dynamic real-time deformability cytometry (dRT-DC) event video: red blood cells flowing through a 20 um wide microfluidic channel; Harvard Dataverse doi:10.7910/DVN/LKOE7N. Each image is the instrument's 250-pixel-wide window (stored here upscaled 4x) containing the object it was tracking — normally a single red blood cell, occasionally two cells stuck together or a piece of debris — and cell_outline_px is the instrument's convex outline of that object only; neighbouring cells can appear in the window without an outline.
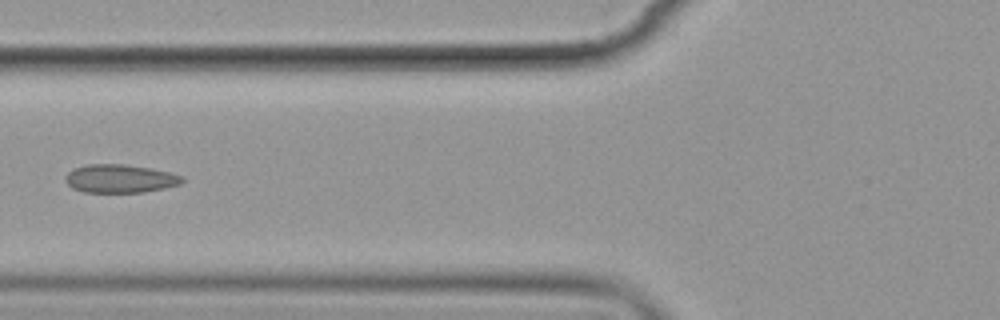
{"species": "common noctule bat (a hibernating species)", "species_latin": "Nyctalus noctula", "temperature_condition": "cold", "stored_images_in_passage": 11, "camera_frame_rate_fps": 3000, "um_per_image_px": 0.085, "animal": {"sex": "female", "body_mass_g": 19.9}, "frame": {"image": 1, "passage_image": 2, "time_ms": 1.333, "image_size_px": [1000, 320], "cell_outline_px": [[184, 180], [180, 184], [164, 188], [144, 192], [84, 192], [72, 188], [68, 184], [64, 176], [72, 168], [88, 164], [124, 164], [152, 168], [168, 172], [180, 176]], "centroid_in_image_um": [10.16, 15.17], "position_along_channel_um": 115.6, "area_um2": 19.25}}
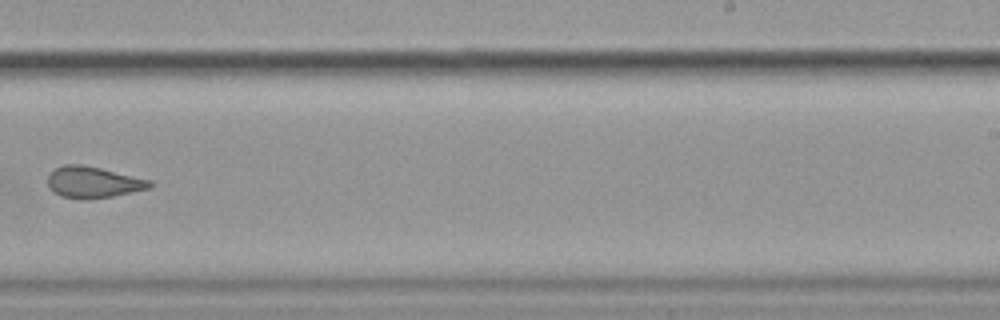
{"frame": {"image": 2, "passage_image": 6, "time_ms": 6.0, "image_size_px": [1000, 320], "cell_outline_px": [[152, 188], [112, 196], [88, 200], [84, 200], [60, 196], [52, 192], [48, 184], [48, 176], [56, 168], [64, 164], [80, 164], [100, 168], [152, 180]], "centroid_in_image_um": [7.92, 15.5], "position_along_channel_um": 281.1, "area_um2": 18.73}}
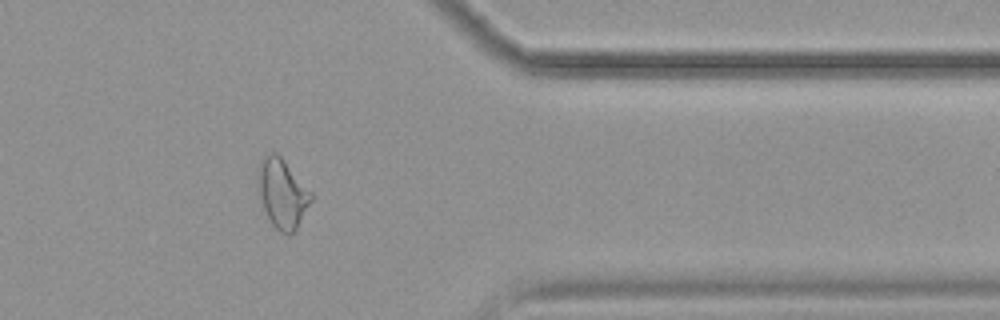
{"frame": {"image": 3, "passage_image": 9, "time_ms": 9.333, "image_size_px": [1000, 320], "cell_outline_px": [[312, 200], [296, 228], [288, 236], [280, 232], [272, 224], [264, 208], [256, 184], [256, 168], [260, 160], [264, 156], [272, 152], [276, 152], [284, 160], [312, 192]], "centroid_in_image_um": [23.96, 16.4], "position_along_channel_um": 387.4, "area_um2": 21.44}, "authors_computed_cell_mechanics": {"area_um2": 19.074, "velocity_mm_per_s": 3.556, "shape_relaxation_time_tau1_ms": 4.5753, "shape_relaxation_time_tau2_ms": 1.3584, "deformation_change_tau1": 0.094, "deformation_change_tau2": 0.0568}}